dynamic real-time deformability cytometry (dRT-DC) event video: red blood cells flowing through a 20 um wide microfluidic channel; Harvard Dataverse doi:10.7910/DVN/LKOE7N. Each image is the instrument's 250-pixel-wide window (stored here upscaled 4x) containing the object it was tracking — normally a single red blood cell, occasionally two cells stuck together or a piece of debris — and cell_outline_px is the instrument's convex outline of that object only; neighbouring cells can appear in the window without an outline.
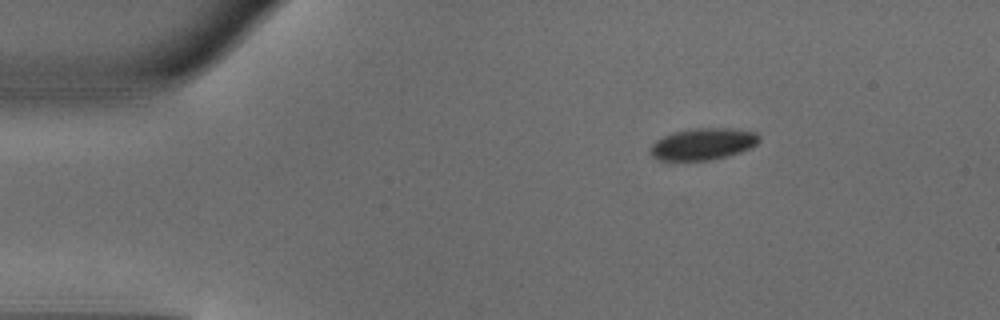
{"species": "common noctule bat (a hibernating species)", "species_latin": "Nyctalus noctula", "temperature_condition": "warm", "stored_images_in_passage": 8, "camera_frame_rate_fps": 3000, "um_per_image_px": 0.085, "animal": {"sex": "male", "body_mass_g": 18.8}, "frame": {"image": 1, "passage_image": 2, "time_ms": 0.333, "image_size_px": [1000, 320], "cell_outline_px": [[760, 140], [756, 144], [740, 152], [712, 160], [660, 160], [652, 156], [652, 144], [656, 140], [672, 132], [692, 128], [728, 128], [756, 132], [760, 136]], "centroid_in_image_um": [59.77, 12.23], "position_along_channel_um": 25.2, "area_um2": 19.94}}